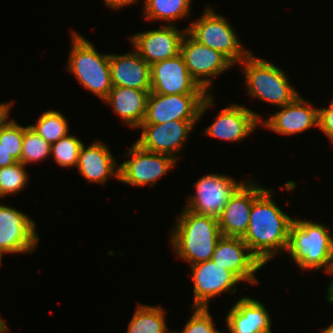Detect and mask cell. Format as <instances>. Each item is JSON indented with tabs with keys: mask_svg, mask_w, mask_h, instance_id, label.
I'll return each mask as SVG.
<instances>
[{
	"mask_svg": "<svg viewBox=\"0 0 333 333\" xmlns=\"http://www.w3.org/2000/svg\"><path fill=\"white\" fill-rule=\"evenodd\" d=\"M329 106L318 109V127L333 142V99Z\"/></svg>",
	"mask_w": 333,
	"mask_h": 333,
	"instance_id": "1f68e13d",
	"label": "cell"
},
{
	"mask_svg": "<svg viewBox=\"0 0 333 333\" xmlns=\"http://www.w3.org/2000/svg\"><path fill=\"white\" fill-rule=\"evenodd\" d=\"M211 260L252 285L258 284L255 273L264 266L241 237L222 236Z\"/></svg>",
	"mask_w": 333,
	"mask_h": 333,
	"instance_id": "2e32d148",
	"label": "cell"
},
{
	"mask_svg": "<svg viewBox=\"0 0 333 333\" xmlns=\"http://www.w3.org/2000/svg\"><path fill=\"white\" fill-rule=\"evenodd\" d=\"M150 92L151 90L113 86L104 102L110 104L124 124L133 129H138L145 119Z\"/></svg>",
	"mask_w": 333,
	"mask_h": 333,
	"instance_id": "603a6c76",
	"label": "cell"
},
{
	"mask_svg": "<svg viewBox=\"0 0 333 333\" xmlns=\"http://www.w3.org/2000/svg\"><path fill=\"white\" fill-rule=\"evenodd\" d=\"M199 120H174L160 124H141L143 130L139 140H136L142 149L170 155L177 160L175 155L184 146L189 133Z\"/></svg>",
	"mask_w": 333,
	"mask_h": 333,
	"instance_id": "7c38bea8",
	"label": "cell"
},
{
	"mask_svg": "<svg viewBox=\"0 0 333 333\" xmlns=\"http://www.w3.org/2000/svg\"><path fill=\"white\" fill-rule=\"evenodd\" d=\"M13 102H2L0 103V129L7 126L12 120H8L9 111Z\"/></svg>",
	"mask_w": 333,
	"mask_h": 333,
	"instance_id": "d6a6232c",
	"label": "cell"
},
{
	"mask_svg": "<svg viewBox=\"0 0 333 333\" xmlns=\"http://www.w3.org/2000/svg\"><path fill=\"white\" fill-rule=\"evenodd\" d=\"M6 326H7V324L0 316V331H2Z\"/></svg>",
	"mask_w": 333,
	"mask_h": 333,
	"instance_id": "74e56055",
	"label": "cell"
},
{
	"mask_svg": "<svg viewBox=\"0 0 333 333\" xmlns=\"http://www.w3.org/2000/svg\"><path fill=\"white\" fill-rule=\"evenodd\" d=\"M165 309L160 306L138 304L127 333H173L165 322Z\"/></svg>",
	"mask_w": 333,
	"mask_h": 333,
	"instance_id": "cb8c5ba5",
	"label": "cell"
},
{
	"mask_svg": "<svg viewBox=\"0 0 333 333\" xmlns=\"http://www.w3.org/2000/svg\"><path fill=\"white\" fill-rule=\"evenodd\" d=\"M187 32L199 43L222 53L234 66L251 52L243 48L234 29L223 15L206 7L202 16L187 27Z\"/></svg>",
	"mask_w": 333,
	"mask_h": 333,
	"instance_id": "8992f818",
	"label": "cell"
},
{
	"mask_svg": "<svg viewBox=\"0 0 333 333\" xmlns=\"http://www.w3.org/2000/svg\"><path fill=\"white\" fill-rule=\"evenodd\" d=\"M27 127L19 125L12 120L7 126L0 129V144L13 158L20 162L23 144V132Z\"/></svg>",
	"mask_w": 333,
	"mask_h": 333,
	"instance_id": "f546056e",
	"label": "cell"
},
{
	"mask_svg": "<svg viewBox=\"0 0 333 333\" xmlns=\"http://www.w3.org/2000/svg\"><path fill=\"white\" fill-rule=\"evenodd\" d=\"M139 0H104L105 5L112 10H120L121 7L138 3Z\"/></svg>",
	"mask_w": 333,
	"mask_h": 333,
	"instance_id": "836d02e7",
	"label": "cell"
},
{
	"mask_svg": "<svg viewBox=\"0 0 333 333\" xmlns=\"http://www.w3.org/2000/svg\"><path fill=\"white\" fill-rule=\"evenodd\" d=\"M125 155L130 156V159L119 165L118 180L136 187L155 185L177 162V159L170 155L146 151L136 143Z\"/></svg>",
	"mask_w": 333,
	"mask_h": 333,
	"instance_id": "ba28073f",
	"label": "cell"
},
{
	"mask_svg": "<svg viewBox=\"0 0 333 333\" xmlns=\"http://www.w3.org/2000/svg\"><path fill=\"white\" fill-rule=\"evenodd\" d=\"M216 120L203 132L214 138L225 141L239 142L251 135L262 120L255 113L242 105L234 104L218 111Z\"/></svg>",
	"mask_w": 333,
	"mask_h": 333,
	"instance_id": "ac0fdd59",
	"label": "cell"
},
{
	"mask_svg": "<svg viewBox=\"0 0 333 333\" xmlns=\"http://www.w3.org/2000/svg\"><path fill=\"white\" fill-rule=\"evenodd\" d=\"M280 111L262 119L260 125L281 135H293L318 126V109L300 95Z\"/></svg>",
	"mask_w": 333,
	"mask_h": 333,
	"instance_id": "d6986e66",
	"label": "cell"
},
{
	"mask_svg": "<svg viewBox=\"0 0 333 333\" xmlns=\"http://www.w3.org/2000/svg\"><path fill=\"white\" fill-rule=\"evenodd\" d=\"M327 226L312 220L293 219L286 253L301 270L323 268L329 274L333 260V237Z\"/></svg>",
	"mask_w": 333,
	"mask_h": 333,
	"instance_id": "3957f363",
	"label": "cell"
},
{
	"mask_svg": "<svg viewBox=\"0 0 333 333\" xmlns=\"http://www.w3.org/2000/svg\"><path fill=\"white\" fill-rule=\"evenodd\" d=\"M110 72L113 86L151 90L150 65L135 50L110 54Z\"/></svg>",
	"mask_w": 333,
	"mask_h": 333,
	"instance_id": "7402d4cb",
	"label": "cell"
},
{
	"mask_svg": "<svg viewBox=\"0 0 333 333\" xmlns=\"http://www.w3.org/2000/svg\"><path fill=\"white\" fill-rule=\"evenodd\" d=\"M272 188L265 189L254 201L249 225L242 237L251 252L265 265L286 251L293 218L285 214L273 200Z\"/></svg>",
	"mask_w": 333,
	"mask_h": 333,
	"instance_id": "6da1fadb",
	"label": "cell"
},
{
	"mask_svg": "<svg viewBox=\"0 0 333 333\" xmlns=\"http://www.w3.org/2000/svg\"><path fill=\"white\" fill-rule=\"evenodd\" d=\"M214 105L210 94L164 95L150 92L142 124H160L174 120H200L207 108Z\"/></svg>",
	"mask_w": 333,
	"mask_h": 333,
	"instance_id": "52a82bcc",
	"label": "cell"
},
{
	"mask_svg": "<svg viewBox=\"0 0 333 333\" xmlns=\"http://www.w3.org/2000/svg\"><path fill=\"white\" fill-rule=\"evenodd\" d=\"M17 161L0 144V168L15 164Z\"/></svg>",
	"mask_w": 333,
	"mask_h": 333,
	"instance_id": "e575fe53",
	"label": "cell"
},
{
	"mask_svg": "<svg viewBox=\"0 0 333 333\" xmlns=\"http://www.w3.org/2000/svg\"><path fill=\"white\" fill-rule=\"evenodd\" d=\"M326 300H328L327 302L329 303H333V293Z\"/></svg>",
	"mask_w": 333,
	"mask_h": 333,
	"instance_id": "f35d334b",
	"label": "cell"
},
{
	"mask_svg": "<svg viewBox=\"0 0 333 333\" xmlns=\"http://www.w3.org/2000/svg\"><path fill=\"white\" fill-rule=\"evenodd\" d=\"M151 92L172 94H207L193 79L181 53L150 66Z\"/></svg>",
	"mask_w": 333,
	"mask_h": 333,
	"instance_id": "9a60e30c",
	"label": "cell"
},
{
	"mask_svg": "<svg viewBox=\"0 0 333 333\" xmlns=\"http://www.w3.org/2000/svg\"><path fill=\"white\" fill-rule=\"evenodd\" d=\"M50 150L51 145L28 125L23 132L20 162L24 166L29 163L40 162L50 156Z\"/></svg>",
	"mask_w": 333,
	"mask_h": 333,
	"instance_id": "4316f807",
	"label": "cell"
},
{
	"mask_svg": "<svg viewBox=\"0 0 333 333\" xmlns=\"http://www.w3.org/2000/svg\"><path fill=\"white\" fill-rule=\"evenodd\" d=\"M192 0H144V17L147 20H162L174 25L175 20L190 16ZM173 22V23H171Z\"/></svg>",
	"mask_w": 333,
	"mask_h": 333,
	"instance_id": "d4e9b609",
	"label": "cell"
},
{
	"mask_svg": "<svg viewBox=\"0 0 333 333\" xmlns=\"http://www.w3.org/2000/svg\"><path fill=\"white\" fill-rule=\"evenodd\" d=\"M244 183L223 174H207L193 183L196 194L187 197L184 208L195 214L218 218L230 198Z\"/></svg>",
	"mask_w": 333,
	"mask_h": 333,
	"instance_id": "9c48e42d",
	"label": "cell"
},
{
	"mask_svg": "<svg viewBox=\"0 0 333 333\" xmlns=\"http://www.w3.org/2000/svg\"><path fill=\"white\" fill-rule=\"evenodd\" d=\"M82 145V140L68 134L51 145L50 155L53 156L56 163L61 167H76Z\"/></svg>",
	"mask_w": 333,
	"mask_h": 333,
	"instance_id": "83f0119b",
	"label": "cell"
},
{
	"mask_svg": "<svg viewBox=\"0 0 333 333\" xmlns=\"http://www.w3.org/2000/svg\"><path fill=\"white\" fill-rule=\"evenodd\" d=\"M194 313L187 320L181 332L173 333H224L215 328L212 316L208 308L194 307Z\"/></svg>",
	"mask_w": 333,
	"mask_h": 333,
	"instance_id": "4dcf8cb0",
	"label": "cell"
},
{
	"mask_svg": "<svg viewBox=\"0 0 333 333\" xmlns=\"http://www.w3.org/2000/svg\"><path fill=\"white\" fill-rule=\"evenodd\" d=\"M176 221L170 234V244L177 257L189 262L190 266L211 260L223 236L218 218L195 214L183 208Z\"/></svg>",
	"mask_w": 333,
	"mask_h": 333,
	"instance_id": "7a4b0ae2",
	"label": "cell"
},
{
	"mask_svg": "<svg viewBox=\"0 0 333 333\" xmlns=\"http://www.w3.org/2000/svg\"><path fill=\"white\" fill-rule=\"evenodd\" d=\"M242 64L248 95L266 103L283 107L292 103L300 94L289 83L284 71L268 60L250 53Z\"/></svg>",
	"mask_w": 333,
	"mask_h": 333,
	"instance_id": "5b68a950",
	"label": "cell"
},
{
	"mask_svg": "<svg viewBox=\"0 0 333 333\" xmlns=\"http://www.w3.org/2000/svg\"><path fill=\"white\" fill-rule=\"evenodd\" d=\"M329 274L333 275V260H332V266H331ZM326 292H327L326 293L327 294L326 299H327L333 293V280L331 282H329L328 289Z\"/></svg>",
	"mask_w": 333,
	"mask_h": 333,
	"instance_id": "d590c367",
	"label": "cell"
},
{
	"mask_svg": "<svg viewBox=\"0 0 333 333\" xmlns=\"http://www.w3.org/2000/svg\"><path fill=\"white\" fill-rule=\"evenodd\" d=\"M50 145L69 133V125L64 115L57 110H48L38 117L35 125H29Z\"/></svg>",
	"mask_w": 333,
	"mask_h": 333,
	"instance_id": "484cf974",
	"label": "cell"
},
{
	"mask_svg": "<svg viewBox=\"0 0 333 333\" xmlns=\"http://www.w3.org/2000/svg\"><path fill=\"white\" fill-rule=\"evenodd\" d=\"M7 332H9L8 326H6L2 331H0V333H7Z\"/></svg>",
	"mask_w": 333,
	"mask_h": 333,
	"instance_id": "ab89813d",
	"label": "cell"
},
{
	"mask_svg": "<svg viewBox=\"0 0 333 333\" xmlns=\"http://www.w3.org/2000/svg\"><path fill=\"white\" fill-rule=\"evenodd\" d=\"M71 35L68 71L85 89L104 101L113 87L110 54L98 53L93 44L77 32L73 31Z\"/></svg>",
	"mask_w": 333,
	"mask_h": 333,
	"instance_id": "277c9868",
	"label": "cell"
},
{
	"mask_svg": "<svg viewBox=\"0 0 333 333\" xmlns=\"http://www.w3.org/2000/svg\"><path fill=\"white\" fill-rule=\"evenodd\" d=\"M225 320L229 333H272L265 305L247 296L234 303Z\"/></svg>",
	"mask_w": 333,
	"mask_h": 333,
	"instance_id": "ffe728a7",
	"label": "cell"
},
{
	"mask_svg": "<svg viewBox=\"0 0 333 333\" xmlns=\"http://www.w3.org/2000/svg\"><path fill=\"white\" fill-rule=\"evenodd\" d=\"M181 55L187 70L198 85L210 94L211 77H217L234 65L220 52L195 40L188 32L181 43Z\"/></svg>",
	"mask_w": 333,
	"mask_h": 333,
	"instance_id": "30bf717a",
	"label": "cell"
},
{
	"mask_svg": "<svg viewBox=\"0 0 333 333\" xmlns=\"http://www.w3.org/2000/svg\"><path fill=\"white\" fill-rule=\"evenodd\" d=\"M38 242L35 222L27 214L0 204V257L11 253H32Z\"/></svg>",
	"mask_w": 333,
	"mask_h": 333,
	"instance_id": "8fae6325",
	"label": "cell"
},
{
	"mask_svg": "<svg viewBox=\"0 0 333 333\" xmlns=\"http://www.w3.org/2000/svg\"><path fill=\"white\" fill-rule=\"evenodd\" d=\"M21 162L0 168V198L20 192L28 182V174Z\"/></svg>",
	"mask_w": 333,
	"mask_h": 333,
	"instance_id": "f1b7e54d",
	"label": "cell"
},
{
	"mask_svg": "<svg viewBox=\"0 0 333 333\" xmlns=\"http://www.w3.org/2000/svg\"><path fill=\"white\" fill-rule=\"evenodd\" d=\"M321 333H333V321L327 328L321 330Z\"/></svg>",
	"mask_w": 333,
	"mask_h": 333,
	"instance_id": "8d00e7d4",
	"label": "cell"
},
{
	"mask_svg": "<svg viewBox=\"0 0 333 333\" xmlns=\"http://www.w3.org/2000/svg\"><path fill=\"white\" fill-rule=\"evenodd\" d=\"M77 169L88 182L105 184L109 177L119 179V166L111 151L100 140L81 146Z\"/></svg>",
	"mask_w": 333,
	"mask_h": 333,
	"instance_id": "44dd1931",
	"label": "cell"
},
{
	"mask_svg": "<svg viewBox=\"0 0 333 333\" xmlns=\"http://www.w3.org/2000/svg\"><path fill=\"white\" fill-rule=\"evenodd\" d=\"M193 279V304L194 307L208 308V301L223 292H236V284L242 282L234 273L207 260L190 266Z\"/></svg>",
	"mask_w": 333,
	"mask_h": 333,
	"instance_id": "4fadbf2b",
	"label": "cell"
},
{
	"mask_svg": "<svg viewBox=\"0 0 333 333\" xmlns=\"http://www.w3.org/2000/svg\"><path fill=\"white\" fill-rule=\"evenodd\" d=\"M187 33L176 25H165L159 29L136 33L128 37L134 50L151 66L153 63L177 56Z\"/></svg>",
	"mask_w": 333,
	"mask_h": 333,
	"instance_id": "5bb4252c",
	"label": "cell"
},
{
	"mask_svg": "<svg viewBox=\"0 0 333 333\" xmlns=\"http://www.w3.org/2000/svg\"><path fill=\"white\" fill-rule=\"evenodd\" d=\"M265 190L254 180H247L230 198L218 217L221 234L243 237L248 229L253 201Z\"/></svg>",
	"mask_w": 333,
	"mask_h": 333,
	"instance_id": "e0dca14e",
	"label": "cell"
}]
</instances>
